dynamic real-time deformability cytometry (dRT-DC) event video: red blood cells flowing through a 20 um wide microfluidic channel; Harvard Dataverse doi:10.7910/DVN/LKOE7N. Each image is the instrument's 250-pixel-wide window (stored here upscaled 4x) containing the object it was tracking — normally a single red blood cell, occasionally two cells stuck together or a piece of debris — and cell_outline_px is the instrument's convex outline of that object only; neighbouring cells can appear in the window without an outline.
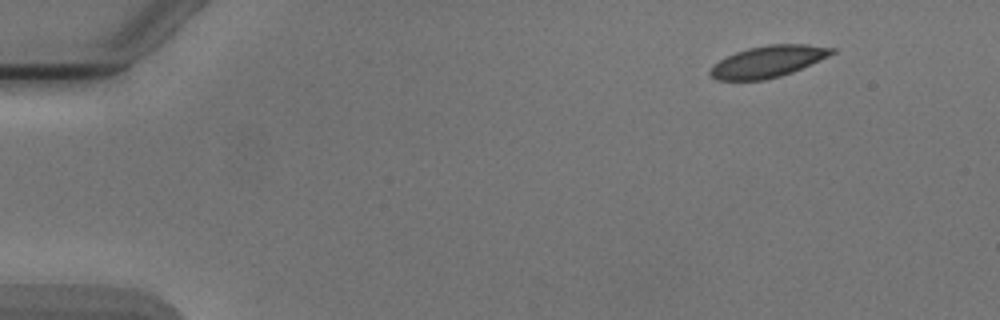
{"species": "Egyptian fruit bat (a non-hibernating species)", "species_latin": "Rousettus aegyptiacus", "temperature_condition": "cold", "stored_images_in_passage": 4, "segment_of_instrument_passage": [2, 2], "camera_frame_rate_fps": 3000, "um_per_image_px": 0.085, "animal": {"sex": "male"}, "frame": {"image": 1, "passage_image": 4, "time_ms": 3.667, "image_size_px": [1000, 320], "cell_outline_px": [[836, 52], [828, 56], [792, 72], [780, 76], [764, 80], [716, 80], [708, 76], [708, 72], [712, 64], [736, 52], [748, 48], [768, 44], [804, 44], [836, 48]], "centroid_in_image_um": [65.23, 5.23], "position_along_channel_um": 19.8, "area_um2": 22.37}}